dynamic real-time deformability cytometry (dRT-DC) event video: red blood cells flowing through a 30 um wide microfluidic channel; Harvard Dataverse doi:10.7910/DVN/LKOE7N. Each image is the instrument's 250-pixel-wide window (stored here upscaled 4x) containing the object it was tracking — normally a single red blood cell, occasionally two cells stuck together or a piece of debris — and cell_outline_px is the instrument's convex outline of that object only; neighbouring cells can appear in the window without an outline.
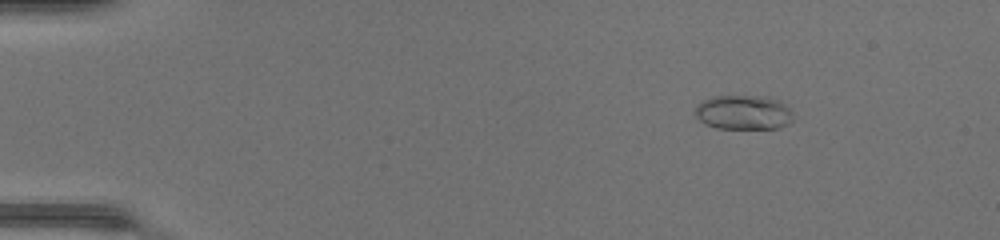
{"species": "common noctule bat (a hibernating species)", "species_latin": "Nyctalus noctula", "temperature_condition": "warm", "stored_images_in_passage": 45, "camera_frame_rate_fps": 3000, "um_per_image_px": 0.085, "animal": {"sex": "female", "body_mass_g": 17.0, "forearm_length_mm": 48.0}, "frame": {"image": 1, "passage_image": 3, "time_ms": 0.667, "image_size_px": [1000, 240], "cell_outline_px": [[792, 120], [788, 124], [780, 128], [716, 128], [704, 124], [696, 116], [696, 108], [704, 100], [716, 96], [756, 96], [776, 100], [788, 108], [792, 112]], "centroid_in_image_um": [63.19, 9.57], "position_along_channel_um": 21.8, "area_um2": 19.25}}
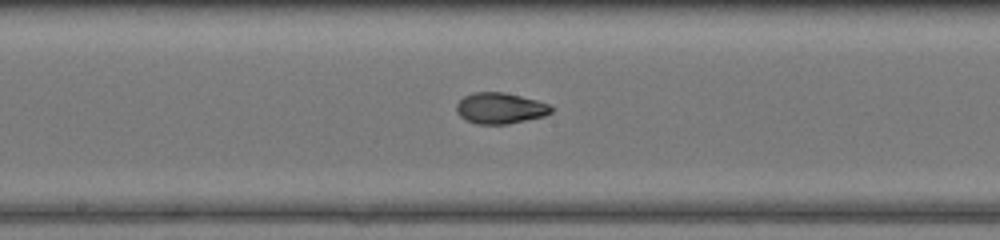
{"frame": {"image": 2, "passage_image": 23, "time_ms": 7.333, "image_size_px": [1000, 240], "cell_outline_px": [[552, 112], [544, 116], [508, 124], [476, 124], [464, 120], [456, 112], [456, 104], [464, 96], [472, 92], [504, 92], [536, 100], [548, 104], [552, 108]], "centroid_in_image_um": [42.47, 9.2], "position_along_channel_um": 205.7, "area_um2": 17.17}}
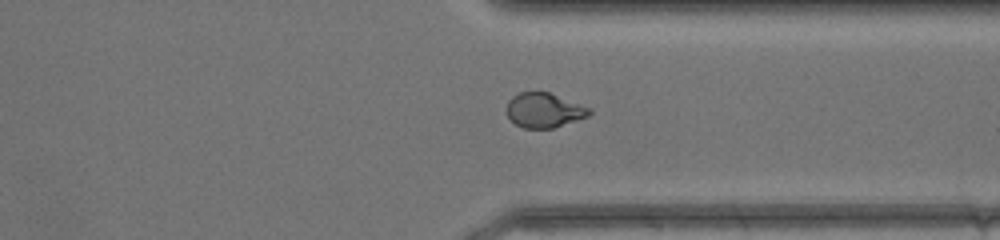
{"frame": {"image": 3, "passage_image": 34, "time_ms": 11.0, "image_size_px": [1000, 240], "cell_outline_px": [[592, 112], [588, 116], [552, 128], [524, 128], [516, 124], [508, 116], [508, 100], [512, 96], [520, 92], [548, 92], [580, 104], [588, 108]], "centroid_in_image_um": [46.23, 9.37], "position_along_channel_um": 365.2, "area_um2": 16.3}, "authors_computed_cell_mechanics": {"area_um2": 17.5134, "velocity_mm_per_s": 4.3617, "shape_relaxation_time_tau1_ms": 5.4763, "shape_relaxation_time_tau2_ms": 1.3426, "deformation_change_tau1": 0.2034, "deformation_change_tau2": 0.0607}}